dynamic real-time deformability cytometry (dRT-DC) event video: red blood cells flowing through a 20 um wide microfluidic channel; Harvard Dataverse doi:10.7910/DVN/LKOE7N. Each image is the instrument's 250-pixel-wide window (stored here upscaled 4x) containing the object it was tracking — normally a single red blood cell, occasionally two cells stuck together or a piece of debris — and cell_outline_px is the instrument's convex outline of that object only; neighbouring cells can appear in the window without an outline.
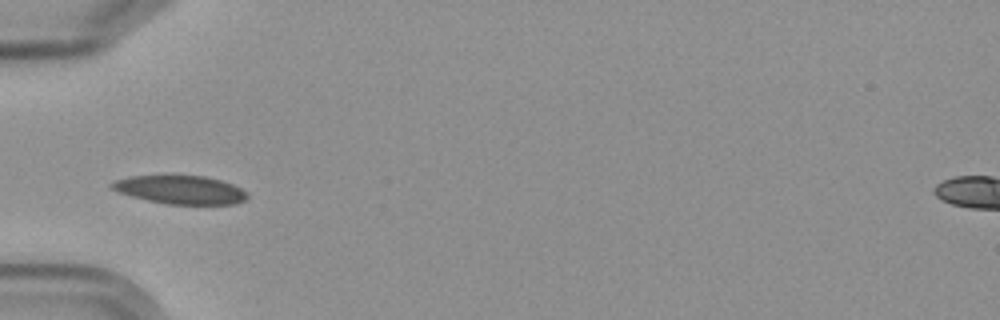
{"species": "Egyptian fruit bat (a non-hibernating species)", "species_latin": "Rousettus aegyptiacus", "temperature_condition": "cold", "stored_images_in_passage": 13, "camera_frame_rate_fps": 3000, "um_per_image_px": 0.085, "frame": {"image": 1, "passage_image": 3, "time_ms": 3.0, "image_size_px": [1000, 320], "cell_outline_px": [[248, 196], [244, 200], [236, 204], [164, 204], [132, 196], [108, 188], [108, 184], [112, 180], [128, 176], [204, 176], [220, 180], [232, 184], [248, 192]], "centroid_in_image_um": [15.29, 16.13], "position_along_channel_um": 69.7, "area_um2": 22.48}}
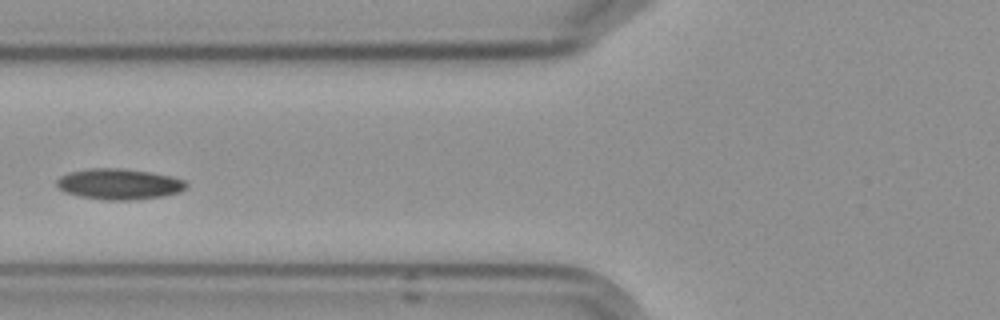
{"frame": {"image": 2, "passage_image": 4, "time_ms": 4.333, "image_size_px": [1000, 320], "cell_outline_px": [[188, 188], [180, 192], [160, 196], [136, 200], [104, 200], [80, 196], [64, 192], [56, 184], [56, 180], [60, 176], [68, 172], [88, 168], [120, 168], [152, 172], [172, 176], [184, 180], [188, 184]], "centroid_in_image_um": [10.13, 15.64], "position_along_channel_um": 115.7, "area_um2": 23.47}}
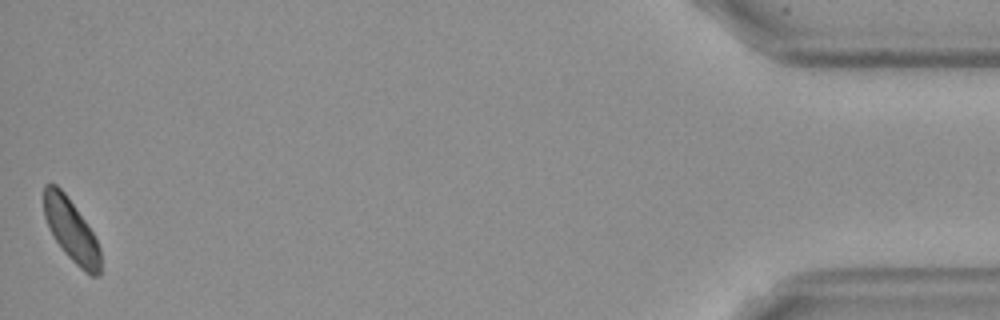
{"frame": {"image": 3, "passage_image": 13, "time_ms": 15.667, "image_size_px": [1000, 320], "cell_outline_px": [[100, 276], [92, 276], [84, 272], [64, 252], [48, 228], [44, 216], [44, 184], [56, 184], [64, 192], [84, 220], [92, 232], [100, 248]], "centroid_in_image_um": [6.04, 19.59], "position_along_channel_um": 429.2, "area_um2": 20.29}, "authors_computed_cell_mechanics": {"area_um2": 22.3686, "velocity_mm_per_s": 3.5176, "shape_relaxation_time_tau1_ms": null, "shape_relaxation_time_tau2_ms": 2.9252, "deformation_change_tau1": null, "deformation_change_tau2": 0.0623}}